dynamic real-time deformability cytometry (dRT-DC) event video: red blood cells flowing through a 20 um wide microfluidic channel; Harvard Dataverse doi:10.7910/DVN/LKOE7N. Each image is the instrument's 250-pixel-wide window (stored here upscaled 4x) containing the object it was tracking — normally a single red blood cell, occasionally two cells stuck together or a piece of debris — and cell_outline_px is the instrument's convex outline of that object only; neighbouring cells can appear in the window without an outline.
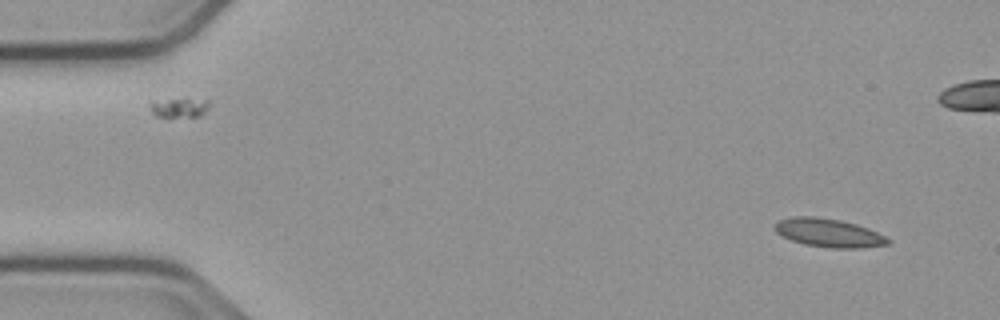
{"species": "common noctule bat (a hibernating species)", "species_latin": "Nyctalus noctula", "temperature_condition": "cold", "stored_images_in_passage": 52, "camera_frame_rate_fps": 3000, "um_per_image_px": 0.085, "animal": {"sex": "male", "body_mass_g": 23.1, "forearm_length_mm": 52.7}, "frame": {"image": 1, "passage_image": 1, "time_ms": 0.0, "image_size_px": [1000, 320], "cell_outline_px": [[892, 240], [888, 244], [860, 248], [832, 248], [804, 244], [792, 240], [776, 232], [776, 224], [780, 220], [792, 216], [812, 216], [840, 220], [856, 224], [868, 228]], "centroid_in_image_um": [70.46, 19.79], "position_along_channel_um": 14.5, "area_um2": 18.5}}
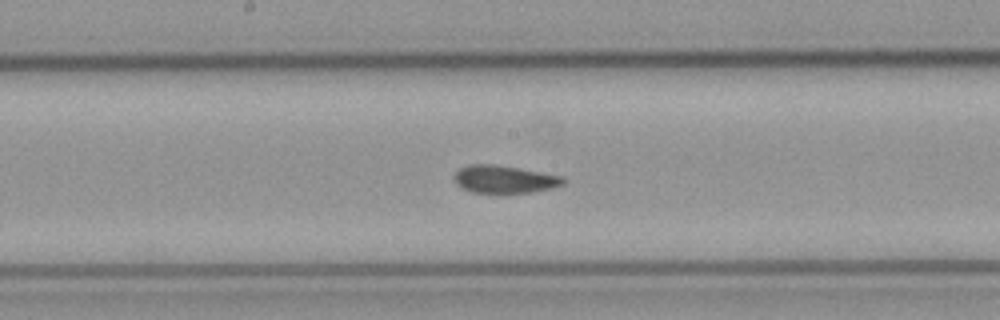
{"frame": {"image": 2, "passage_image": 25, "time_ms": 8.0, "image_size_px": [1000, 320], "cell_outline_px": [[564, 184], [552, 188], [528, 192], [500, 196], [472, 192], [456, 184], [452, 176], [460, 168], [468, 164], [496, 164], [560, 176], [564, 180]], "centroid_in_image_um": [42.79, 15.28], "position_along_channel_um": 205.4, "area_um2": 18.03}}
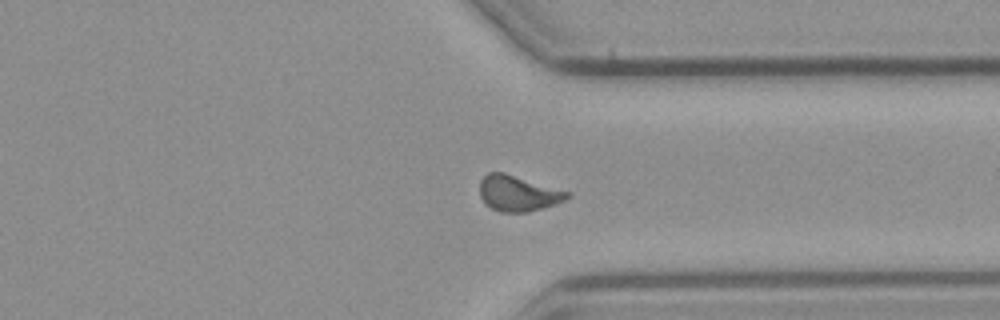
{"frame": {"image": 3, "passage_image": 38, "time_ms": 12.333, "image_size_px": [1000, 320], "cell_outline_px": [[572, 196], [556, 204], [528, 212], [500, 212], [492, 208], [480, 196], [480, 180], [488, 172], [504, 172], [572, 192]], "centroid_in_image_um": [44.08, 16.42], "position_along_channel_um": 367.3, "area_um2": 18.26}, "authors_computed_cell_mechanics": {"area_um2": 17.9758, "velocity_mm_per_s": 3.7682, "shape_relaxation_time_tau1_ms": null, "shape_relaxation_time_tau2_ms": 1.9774, "deformation_change_tau1": null, "deformation_change_tau2": 0.0594}}